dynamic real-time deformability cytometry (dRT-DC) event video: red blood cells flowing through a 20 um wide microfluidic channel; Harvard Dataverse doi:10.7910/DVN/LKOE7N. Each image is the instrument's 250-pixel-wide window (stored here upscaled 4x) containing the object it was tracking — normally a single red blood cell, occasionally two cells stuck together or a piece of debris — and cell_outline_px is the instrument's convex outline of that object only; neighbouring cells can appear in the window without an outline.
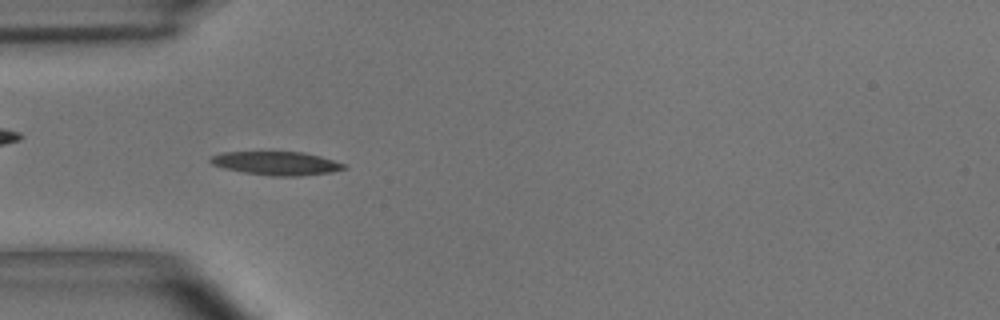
{"species": "common noctule bat (a hibernating species)", "species_latin": "Nyctalus noctula", "temperature_condition": "room temperature", "stored_images_in_passage": 5, "camera_frame_rate_fps": 3000, "um_per_image_px": 0.085, "animal": {"sex": "male", "body_mass_g": 15.6}, "frame": {"image": 1, "passage_image": 4, "time_ms": 1.0, "image_size_px": [1000, 320], "cell_outline_px": [[348, 168], [332, 172], [300, 176], [272, 176], [244, 172], [224, 168], [212, 164], [208, 160], [212, 156], [224, 152], [300, 152], [320, 156], [344, 164]], "centroid_in_image_um": [23.5, 13.88], "position_along_channel_um": 61.5, "area_um2": 18.15}}
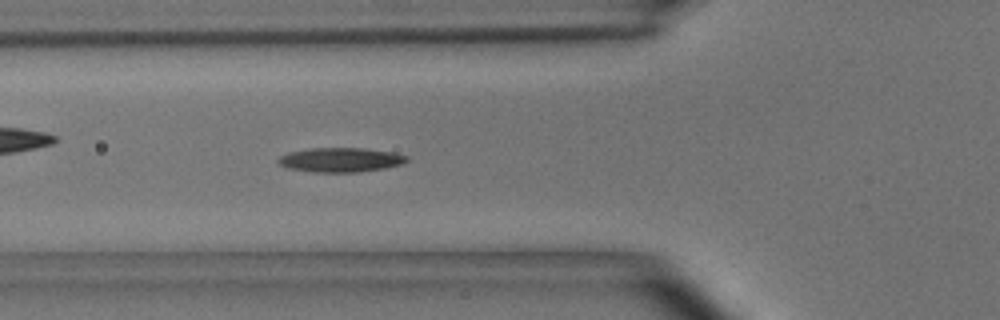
{"frame": {"image": 2, "passage_image": 5, "time_ms": 1.333, "image_size_px": [1000, 320], "cell_outline_px": [[408, 160], [400, 164], [384, 168], [360, 172], [316, 172], [288, 168], [280, 164], [276, 160], [280, 156], [288, 152], [308, 148], [364, 148], [392, 152], [408, 156]], "centroid_in_image_um": [28.93, 13.58], "position_along_channel_um": 96.9, "area_um2": 18.21}}